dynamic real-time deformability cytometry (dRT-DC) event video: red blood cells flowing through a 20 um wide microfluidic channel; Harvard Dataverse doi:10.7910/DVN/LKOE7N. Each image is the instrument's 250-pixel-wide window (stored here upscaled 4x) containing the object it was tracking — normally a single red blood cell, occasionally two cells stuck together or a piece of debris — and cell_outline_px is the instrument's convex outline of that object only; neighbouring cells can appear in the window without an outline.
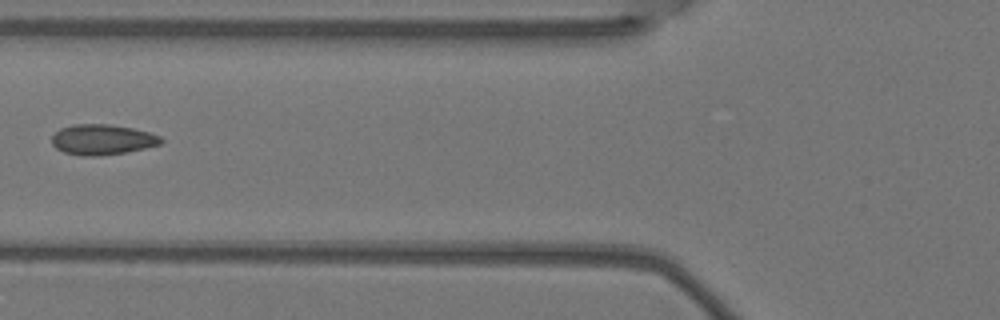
{"species": "Egyptian fruit bat (a non-hibernating species)", "species_latin": "Rousettus aegyptiacus", "temperature_condition": "warm", "stored_images_in_passage": 5, "camera_frame_rate_fps": 3000, "um_per_image_px": 0.085, "animal": {"sex": "female"}, "frame": {"image": 1, "passage_image": 5, "time_ms": 1.333, "image_size_px": [1000, 320], "cell_outline_px": [[164, 140], [160, 144], [144, 148], [124, 152], [100, 156], [80, 156], [64, 152], [56, 148], [52, 144], [52, 136], [60, 128], [72, 124], [108, 124], [132, 128], [148, 132], [160, 136]], "centroid_in_image_um": [8.67, 11.86], "position_along_channel_um": 117.1, "area_um2": 19.31}}